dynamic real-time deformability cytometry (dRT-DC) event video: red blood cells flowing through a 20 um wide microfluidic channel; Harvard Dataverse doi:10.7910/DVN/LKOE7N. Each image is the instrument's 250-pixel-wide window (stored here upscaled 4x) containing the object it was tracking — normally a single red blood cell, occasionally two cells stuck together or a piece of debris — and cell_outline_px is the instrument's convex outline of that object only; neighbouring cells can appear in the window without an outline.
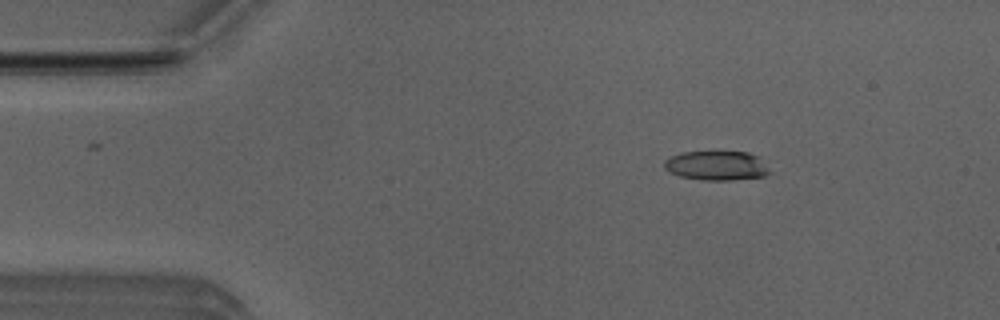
{"species": "Egyptian fruit bat (a non-hibernating species)", "species_latin": "Rousettus aegyptiacus", "temperature_condition": "room temperature", "stored_images_in_passage": 5, "camera_frame_rate_fps": 3000, "um_per_image_px": 0.085, "animal": {"sex": "male"}, "frame": {"image": 1, "passage_image": 2, "time_ms": 0.333, "image_size_px": [1000, 320], "cell_outline_px": [[772, 172], [764, 176], [732, 180], [700, 180], [680, 176], [668, 172], [664, 168], [664, 160], [680, 152], [748, 152], [760, 156]], "centroid_in_image_um": [60.93, 14.08], "position_along_channel_um": 24.1, "area_um2": 18.26}}